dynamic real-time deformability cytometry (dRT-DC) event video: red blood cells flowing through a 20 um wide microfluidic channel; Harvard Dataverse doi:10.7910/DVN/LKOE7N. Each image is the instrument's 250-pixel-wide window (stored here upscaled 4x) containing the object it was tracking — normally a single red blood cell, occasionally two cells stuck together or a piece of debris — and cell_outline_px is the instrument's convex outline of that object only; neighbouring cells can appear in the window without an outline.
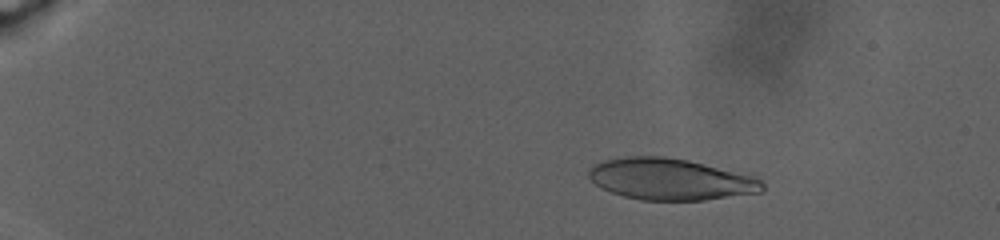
{"species": "human", "species_latin": "Homo sapiens", "temperature_condition": "warm", "stored_images_in_passage": 66, "camera_frame_rate_fps": 3000, "um_per_image_px": 0.085, "donor": {"sex": "male"}, "frame": {"image": 1, "passage_image": 19, "time_ms": 6.0, "image_size_px": [1000, 240], "cell_outline_px": [[764, 192], [704, 200], [640, 200], [624, 196], [612, 192], [596, 184], [588, 176], [588, 168], [604, 160], [628, 156], [664, 156], [688, 160], [752, 172], [764, 184]], "centroid_in_image_um": [57.12, 15.22], "position_along_channel_um": 27.9, "area_um2": 42.77}}
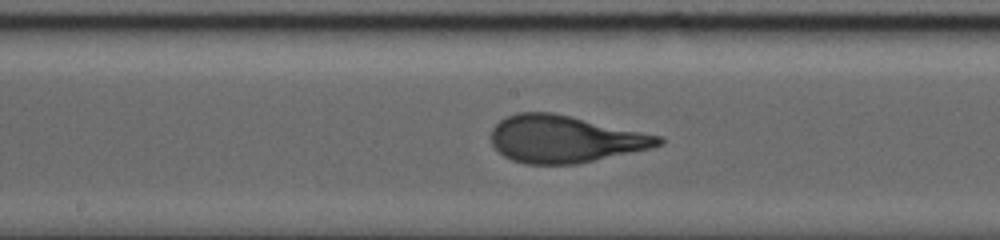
{"frame": {"image": 2, "passage_image": 46, "time_ms": 19.667, "image_size_px": [1000, 240], "cell_outline_px": [[664, 144], [652, 148], [576, 164], [524, 164], [512, 160], [504, 156], [492, 144], [492, 128], [504, 116], [516, 112], [552, 112], [664, 136]], "centroid_in_image_um": [48.03, 11.81], "position_along_channel_um": 200.2, "area_um2": 46.18}}
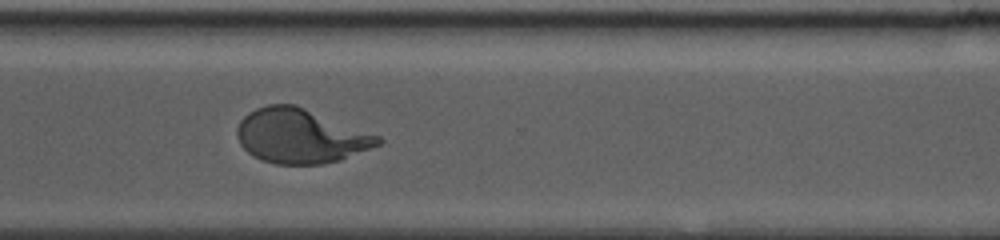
{"frame": {"image": 3, "passage_image": 65, "time_ms": 26.333, "image_size_px": [1000, 240], "cell_outline_px": [[384, 140], [380, 144], [340, 160], [320, 164], [276, 164], [252, 156], [240, 144], [236, 136], [236, 128], [240, 120], [248, 112], [256, 108], [268, 104], [296, 104], [380, 136]], "centroid_in_image_um": [25.51, 11.55], "position_along_channel_um": 345.1, "area_um2": 44.68}}